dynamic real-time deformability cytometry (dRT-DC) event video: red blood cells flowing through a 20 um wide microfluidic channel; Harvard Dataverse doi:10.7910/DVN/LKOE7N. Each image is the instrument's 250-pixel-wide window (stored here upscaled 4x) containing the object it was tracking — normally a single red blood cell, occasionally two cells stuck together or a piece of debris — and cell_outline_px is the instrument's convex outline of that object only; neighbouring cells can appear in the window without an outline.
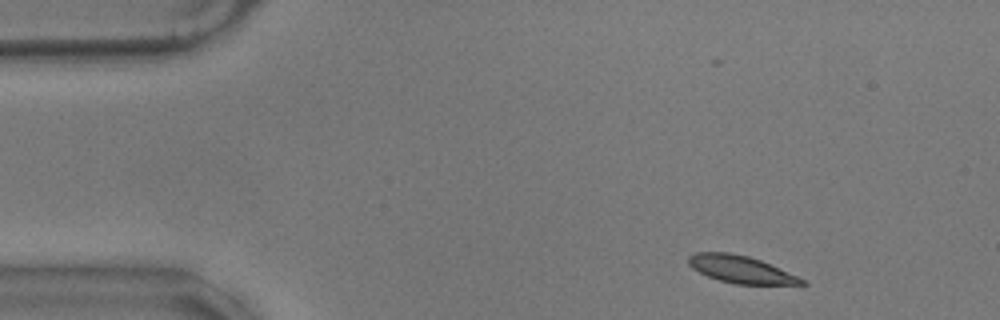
{"species": "common noctule bat (a hibernating species)", "species_latin": "Nyctalus noctula", "temperature_condition": "warm", "stored_images_in_passage": 54, "camera_frame_rate_fps": 3000, "um_per_image_px": 0.085, "animal": {"sex": "male", "body_mass_g": 17.9}, "frame": {"image": 1, "passage_image": 3, "time_ms": 0.667, "image_size_px": [1000, 320], "cell_outline_px": [[808, 284], [732, 284], [708, 276], [692, 268], [688, 264], [688, 256], [696, 252], [728, 252], [748, 256], [760, 260], [796, 276], [804, 280]], "centroid_in_image_um": [62.9, 22.89], "position_along_channel_um": 22.1, "area_um2": 17.69}}
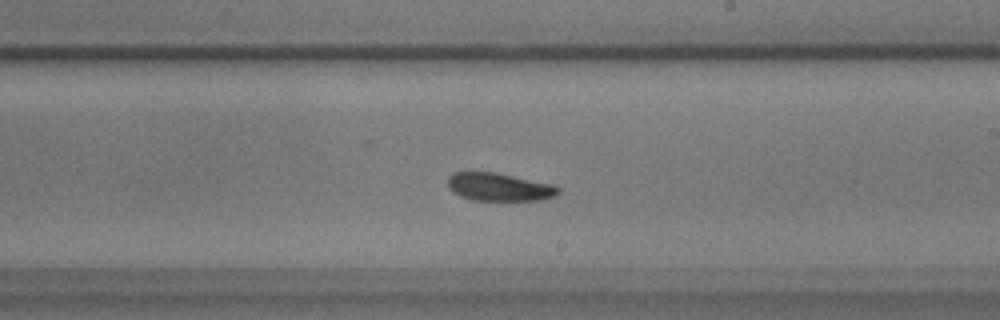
{"frame": {"image": 2, "passage_image": 29, "time_ms": 9.333, "image_size_px": [1000, 320], "cell_outline_px": [[560, 192], [556, 196], [540, 200], [472, 200], [460, 196], [452, 192], [448, 188], [448, 176], [452, 172], [492, 172], [556, 184], [560, 188]], "centroid_in_image_um": [42.44, 15.89], "position_along_channel_um": 246.6, "area_um2": 18.21}}
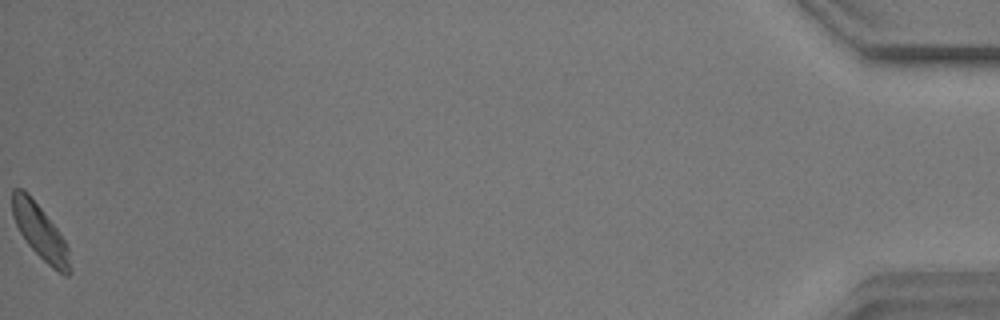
{"frame": {"image": 3, "passage_image": 54, "time_ms": 17.667, "image_size_px": [1000, 320], "cell_outline_px": [[72, 272], [68, 276], [64, 276], [52, 268], [28, 244], [20, 232], [12, 216], [12, 188], [24, 188], [28, 192], [60, 232], [68, 248], [72, 268]], "centroid_in_image_um": [3.43, 19.71], "position_along_channel_um": 431.8, "area_um2": 18.44}, "authors_computed_cell_mechanics": {"area_um2": 18.5249, "velocity_mm_per_s": 3.4493, "shape_relaxation_time_tau1_ms": 3.267, "shape_relaxation_time_tau2_ms": 3.5572, "deformation_change_tau1": 0.1024, "deformation_change_tau2": 0.0795}}